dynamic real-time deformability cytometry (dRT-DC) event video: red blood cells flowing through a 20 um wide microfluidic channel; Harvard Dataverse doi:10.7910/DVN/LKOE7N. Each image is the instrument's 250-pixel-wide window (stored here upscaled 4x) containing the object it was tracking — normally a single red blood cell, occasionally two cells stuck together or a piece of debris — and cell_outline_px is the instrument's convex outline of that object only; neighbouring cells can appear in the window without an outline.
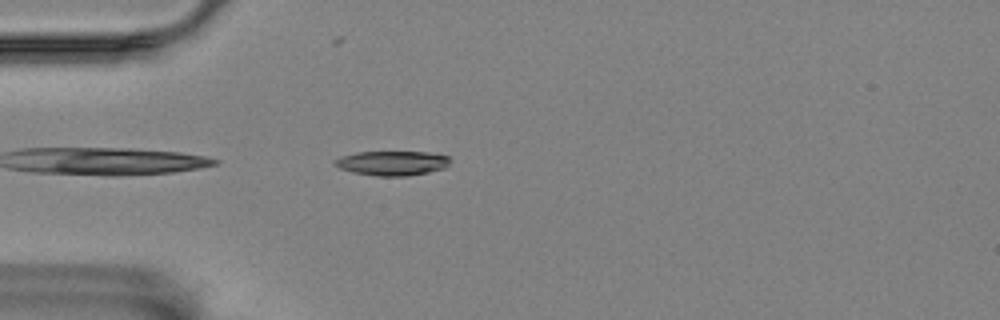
{"species": "Egyptian fruit bat (a non-hibernating species)", "species_latin": "Rousettus aegyptiacus", "temperature_condition": "room temperature", "stored_images_in_passage": 4, "camera_frame_rate_fps": 3000, "um_per_image_px": 0.085, "animal": {"sex": "female"}, "frame": {"image": 1, "passage_image": 3, "time_ms": 2.333, "image_size_px": [1000, 320], "cell_outline_px": [[448, 164], [444, 168], [428, 172], [408, 176], [376, 176], [352, 172], [340, 168], [332, 164], [332, 160], [340, 156], [356, 152], [424, 152], [448, 156]], "centroid_in_image_um": [33.25, 13.87], "position_along_channel_um": 51.8, "area_um2": 16.47}}